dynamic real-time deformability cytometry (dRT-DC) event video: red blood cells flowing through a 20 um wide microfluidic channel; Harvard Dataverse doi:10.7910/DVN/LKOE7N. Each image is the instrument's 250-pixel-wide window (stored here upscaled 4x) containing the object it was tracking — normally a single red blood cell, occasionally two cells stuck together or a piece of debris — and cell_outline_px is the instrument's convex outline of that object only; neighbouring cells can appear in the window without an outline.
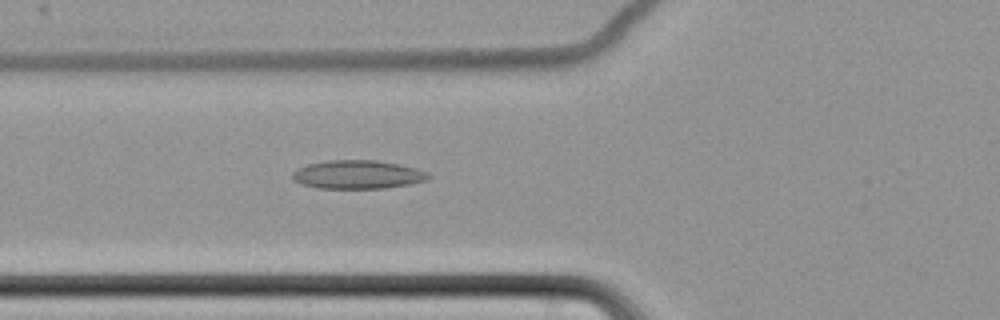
{"species": "common noctule bat (a hibernating species)", "species_latin": "Nyctalus noctula", "temperature_condition": "cold", "stored_images_in_passage": 63, "camera_frame_rate_fps": 3000, "um_per_image_px": 0.085, "animal": {"sex": "female", "body_mass_g": 22.7, "forearm_length_mm": 54.2}, "frame": {"image": 1, "passage_image": 26, "time_ms": 8.333, "image_size_px": [1000, 320], "cell_outline_px": [[432, 176], [428, 180], [412, 184], [384, 188], [320, 188], [300, 184], [292, 180], [292, 172], [308, 164], [328, 160], [376, 160], [400, 164], [416, 168], [428, 172]], "centroid_in_image_um": [30.44, 14.84], "position_along_channel_um": 95.4, "area_um2": 22.77}}
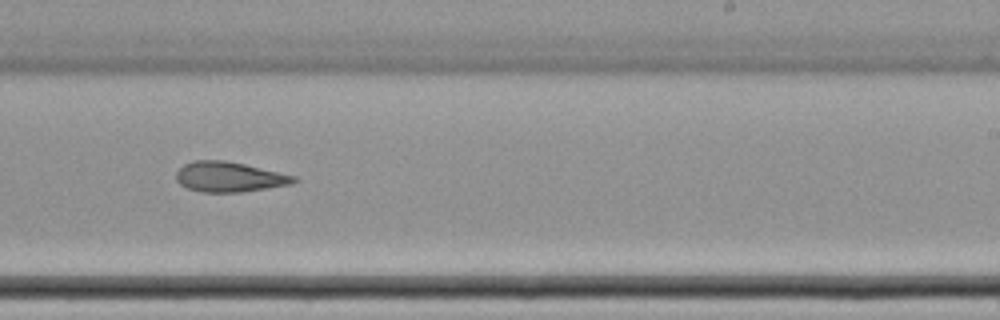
{"frame": {"image": 2, "passage_image": 41, "time_ms": 13.333, "image_size_px": [1000, 320], "cell_outline_px": [[296, 180], [292, 184], [240, 192], [200, 192], [188, 188], [180, 184], [176, 180], [176, 172], [184, 164], [192, 160], [224, 160], [244, 164], [296, 176]], "centroid_in_image_um": [19.45, 15.03], "position_along_channel_um": 269.6, "area_um2": 20.52}}
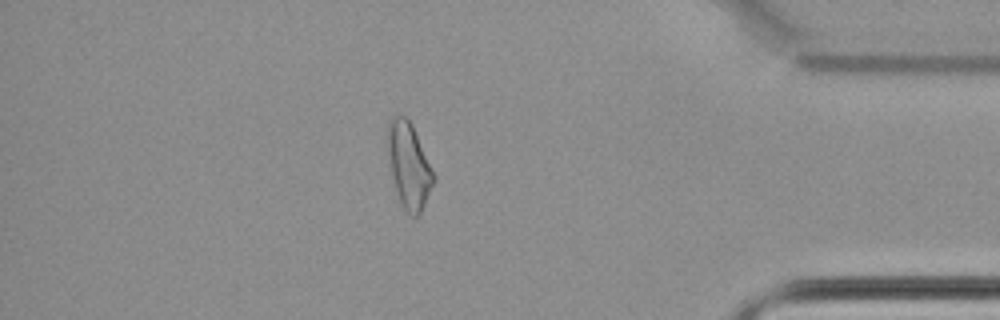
{"frame": {"image": 3, "passage_image": 55, "time_ms": 18.0, "image_size_px": [1000, 320], "cell_outline_px": [[436, 180], [420, 212], [416, 216], [412, 216], [400, 204], [392, 176], [388, 152], [388, 120], [396, 112], [404, 116], [412, 124], [436, 176]], "centroid_in_image_um": [34.76, 14.02], "position_along_channel_um": 400.4, "area_um2": 22.77}, "authors_computed_cell_mechanics": {"area_um2": 23.12, "velocity_mm_per_s": 3.4828, "shape_relaxation_time_tau1_ms": null, "shape_relaxation_time_tau2_ms": 11.0535, "deformation_change_tau1": null, "deformation_change_tau2": 0.2029}}